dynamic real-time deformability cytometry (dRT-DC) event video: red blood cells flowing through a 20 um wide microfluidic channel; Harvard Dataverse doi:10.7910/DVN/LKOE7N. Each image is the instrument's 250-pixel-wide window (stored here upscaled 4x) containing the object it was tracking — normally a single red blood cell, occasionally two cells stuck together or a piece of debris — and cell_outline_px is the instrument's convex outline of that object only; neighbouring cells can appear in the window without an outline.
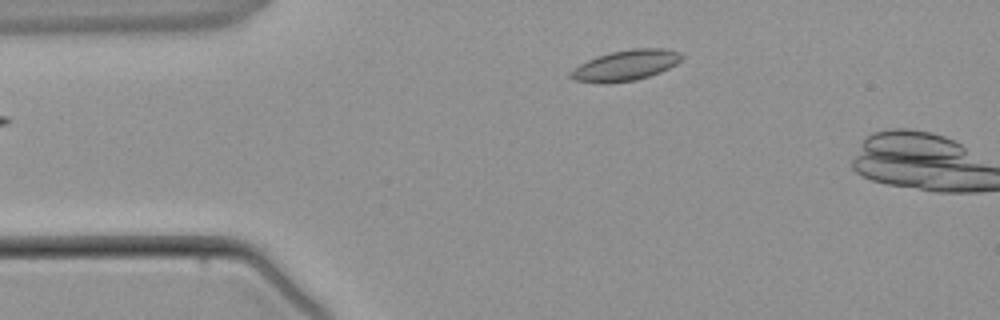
{"species": "common noctule bat (a hibernating species)", "species_latin": "Nyctalus noctula", "temperature_condition": "warm", "stored_images_in_passage": 2, "camera_frame_rate_fps": 3000, "um_per_image_px": 0.085, "animal": {"sex": "male", "body_mass_g": 21.5, "forearm_length_mm": 52.0}, "frame": {"image": 1, "passage_image": 2, "time_ms": 1.333, "image_size_px": [1000, 320], "cell_outline_px": [[684, 56], [676, 64], [660, 72], [636, 80], [608, 84], [600, 84], [572, 80], [568, 76], [568, 72], [580, 64], [596, 56], [612, 52], [632, 48], [664, 48], [680, 52]], "centroid_in_image_um": [53.13, 5.57], "position_along_channel_um": 31.9, "area_um2": 20.06}}